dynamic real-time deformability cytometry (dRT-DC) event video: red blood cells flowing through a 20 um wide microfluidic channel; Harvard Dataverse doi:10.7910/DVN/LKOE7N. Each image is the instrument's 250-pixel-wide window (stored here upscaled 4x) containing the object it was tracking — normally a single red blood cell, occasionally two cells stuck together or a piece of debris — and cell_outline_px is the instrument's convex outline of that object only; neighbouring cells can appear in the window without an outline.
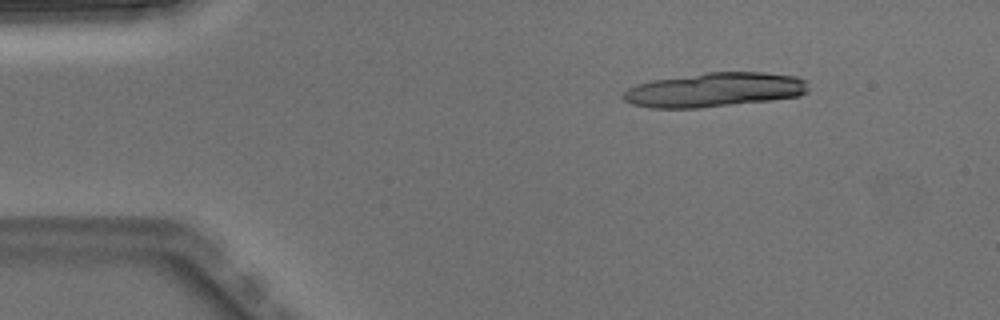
{"species": "Egyptian fruit bat (a non-hibernating species)", "species_latin": "Rousettus aegyptiacus", "temperature_condition": "warm", "stored_images_in_passage": 4, "camera_frame_rate_fps": 3000, "um_per_image_px": 0.085, "animal": {"sex": "male"}, "frame": {"image": 1, "passage_image": 1, "time_ms": 0.0, "image_size_px": [1000, 320], "cell_outline_px": [[808, 92], [800, 96], [772, 100], [700, 108], [652, 108], [632, 104], [624, 100], [620, 96], [628, 88], [636, 84], [652, 80], [704, 72], [764, 72], [796, 76], [808, 80]], "centroid_in_image_um": [60.75, 7.63], "position_along_channel_um": 24.2, "area_um2": 37.45}}
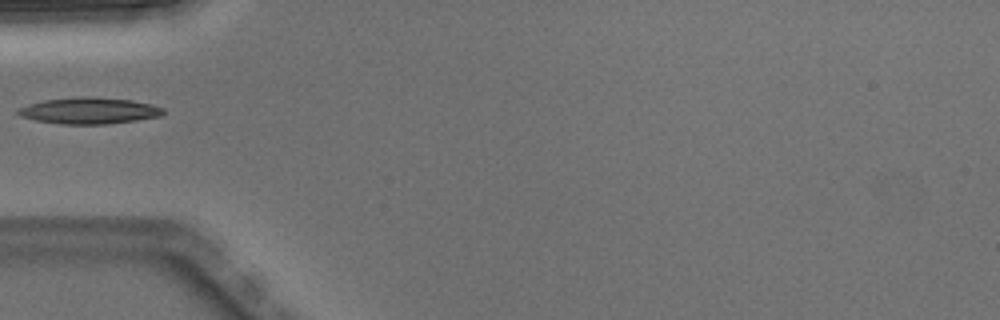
{"frame": {"image": 2, "passage_image": 4, "time_ms": 1.0, "image_size_px": [1000, 320], "cell_outline_px": [[164, 112], [160, 116], [136, 120], [108, 124], [60, 124], [36, 120], [20, 116], [16, 112], [20, 108], [28, 104], [44, 100], [80, 96], [84, 96], [132, 100], [152, 104], [164, 108]], "centroid_in_image_um": [7.58, 9.41], "position_along_channel_um": 77.4, "area_um2": 22.25}}